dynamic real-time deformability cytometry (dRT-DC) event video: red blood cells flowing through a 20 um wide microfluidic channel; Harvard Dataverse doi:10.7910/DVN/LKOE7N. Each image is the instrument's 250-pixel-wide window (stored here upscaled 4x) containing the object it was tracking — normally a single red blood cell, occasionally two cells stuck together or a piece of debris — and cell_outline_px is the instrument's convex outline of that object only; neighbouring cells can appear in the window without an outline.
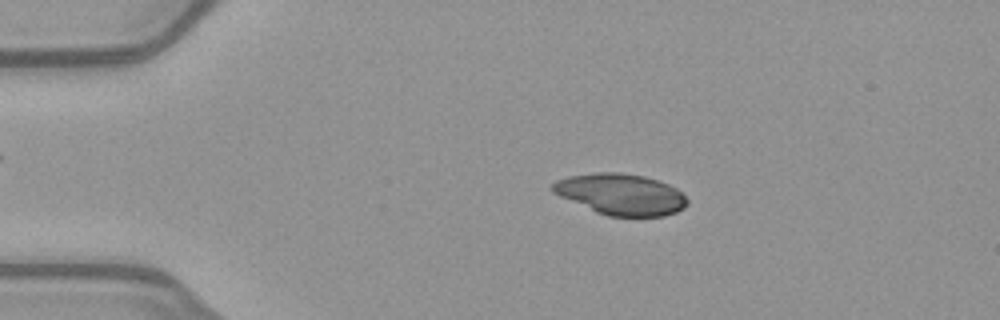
{"species": "common noctule bat (a hibernating species)", "species_latin": "Nyctalus noctula", "temperature_condition": "warm", "stored_images_in_passage": 51, "camera_frame_rate_fps": 3000, "um_per_image_px": 0.085, "animal": {"sex": "female", "body_mass_g": 21.9}, "frame": {"image": 1, "passage_image": 10, "time_ms": 3.0, "image_size_px": [1000, 320], "cell_outline_px": [[688, 204], [684, 208], [676, 212], [664, 216], [608, 216], [596, 212], [560, 196], [552, 192], [552, 184], [556, 180], [568, 176], [596, 172], [620, 172], [644, 176], [668, 184], [676, 188], [688, 200]], "centroid_in_image_um": [52.77, 16.51], "position_along_channel_um": 32.2, "area_um2": 32.19}}